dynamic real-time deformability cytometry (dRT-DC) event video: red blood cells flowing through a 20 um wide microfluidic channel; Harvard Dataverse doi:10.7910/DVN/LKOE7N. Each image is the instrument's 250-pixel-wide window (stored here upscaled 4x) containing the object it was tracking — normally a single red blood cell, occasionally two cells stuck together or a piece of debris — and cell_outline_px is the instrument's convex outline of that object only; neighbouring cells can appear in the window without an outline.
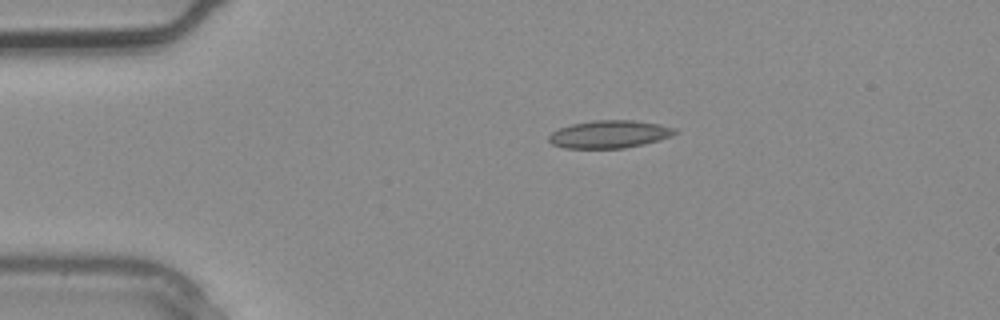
{"species": "common noctule bat (a hibernating species)", "species_latin": "Nyctalus noctula", "temperature_condition": "warm", "stored_images_in_passage": 3, "camera_frame_rate_fps": 3000, "um_per_image_px": 0.085, "animal": {"sex": "male", "body_mass_g": 20.4}, "frame": {"image": 1, "passage_image": 2, "time_ms": 0.333, "image_size_px": [1000, 320], "cell_outline_px": [[680, 132], [672, 136], [660, 140], [644, 144], [624, 148], [564, 148], [552, 144], [548, 140], [548, 136], [552, 132], [560, 128], [572, 124], [596, 120], [632, 120], [660, 124], [676, 128]], "centroid_in_image_um": [51.85, 11.41], "position_along_channel_um": 33.2, "area_um2": 20.46}}
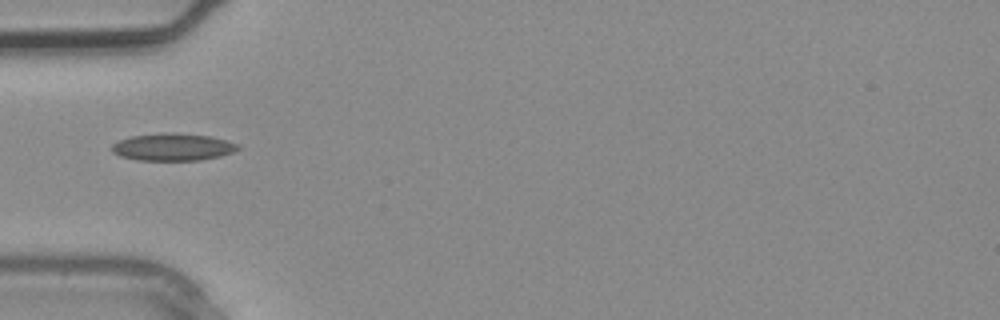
{"frame": {"image": 2, "passage_image": 3, "time_ms": 0.667, "image_size_px": [1000, 320], "cell_outline_px": [[240, 148], [232, 152], [220, 156], [200, 160], [136, 160], [120, 156], [112, 152], [112, 144], [120, 140], [132, 136], [160, 132], [172, 132], [212, 136], [240, 144]], "centroid_in_image_um": [14.7, 12.48], "position_along_channel_um": 70.3, "area_um2": 20.23}}